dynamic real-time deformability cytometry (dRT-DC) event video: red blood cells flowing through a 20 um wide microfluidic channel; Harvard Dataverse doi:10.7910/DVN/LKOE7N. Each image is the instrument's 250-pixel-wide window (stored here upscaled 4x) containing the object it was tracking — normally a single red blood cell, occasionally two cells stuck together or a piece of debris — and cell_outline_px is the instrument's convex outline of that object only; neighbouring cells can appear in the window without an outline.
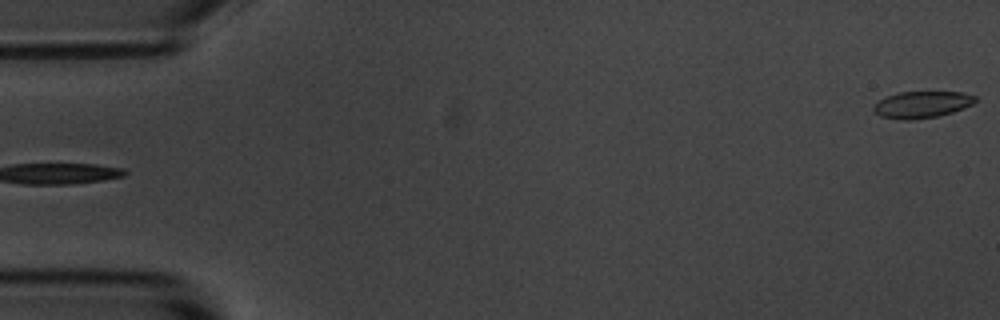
{"species": "common noctule bat (a hibernating species)", "species_latin": "Nyctalus noctula", "temperature_condition": "room temperature", "stored_images_in_passage": 55, "camera_frame_rate_fps": 3000, "um_per_image_px": 0.085, "animal": {"sex": "male", "body_mass_g": 20.1, "forearm_length_mm": 53.5}, "frame": {"image": 1, "passage_image": 1, "time_ms": 0.0, "image_size_px": [1000, 320], "cell_outline_px": [[976, 100], [972, 104], [964, 108], [952, 112], [936, 116], [912, 120], [900, 120], [880, 116], [872, 108], [872, 104], [888, 96], [900, 92], [964, 92], [976, 96]], "centroid_in_image_um": [78.35, 8.89], "position_along_channel_um": 6.6, "area_um2": 15.78}}
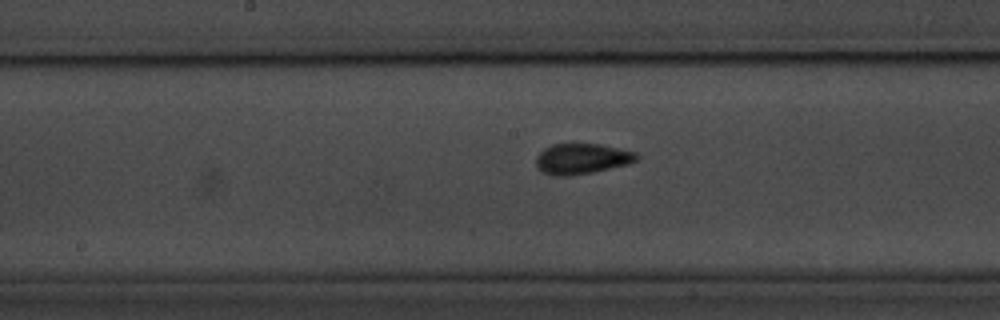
{"frame": {"image": 2, "passage_image": 28, "time_ms": 9.0, "image_size_px": [1000, 320], "cell_outline_px": [[640, 156], [636, 160], [628, 164], [592, 172], [568, 176], [556, 176], [544, 172], [536, 168], [536, 156], [544, 148], [552, 144], [572, 140], [600, 144], [636, 152]], "centroid_in_image_um": [49.42, 13.44], "position_along_channel_um": 198.8, "area_um2": 18.55}}
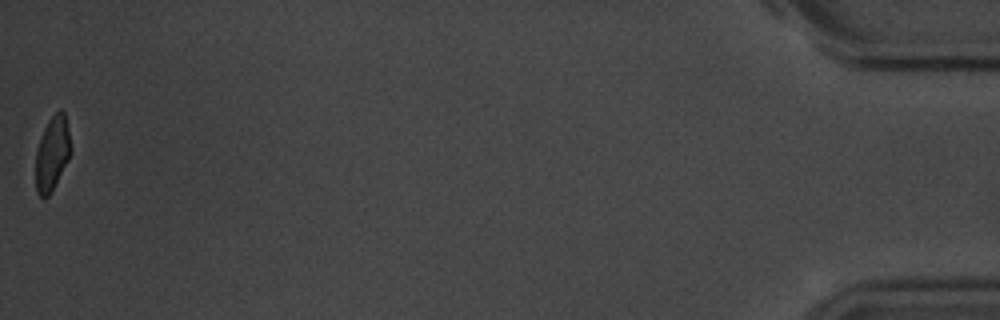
{"frame": {"image": 3, "passage_image": 55, "time_ms": 18.0, "image_size_px": [1000, 320], "cell_outline_px": [[72, 152], [52, 192], [48, 196], [40, 196], [36, 192], [36, 152], [40, 136], [48, 120], [60, 108], [64, 112], [72, 148]], "centroid_in_image_um": [4.45, 13.04], "position_along_channel_um": 430.8, "area_um2": 15.26}, "authors_computed_cell_mechanics": {"area_um2": 16.6464, "velocity_mm_per_s": 3.6686, "shape_relaxation_time_tau1_ms": 6.3731, "shape_relaxation_time_tau2_ms": 1.8778, "deformation_change_tau1": 0.1281, "deformation_change_tau2": 0.0653}}